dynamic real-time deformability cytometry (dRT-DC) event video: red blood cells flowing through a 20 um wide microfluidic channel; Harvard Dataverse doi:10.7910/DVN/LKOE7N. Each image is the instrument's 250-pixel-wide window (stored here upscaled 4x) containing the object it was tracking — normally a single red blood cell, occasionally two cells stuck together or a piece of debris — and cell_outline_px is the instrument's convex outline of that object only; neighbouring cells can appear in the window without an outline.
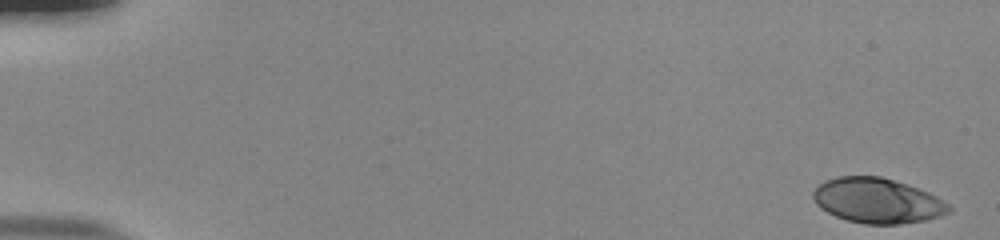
{"species": "human", "species_latin": "Homo sapiens", "temperature_condition": "room temperature", "stored_images_in_passage": 54, "camera_frame_rate_fps": 3000, "um_per_image_px": 0.085, "donor": {"sex": "male"}, "frame": {"image": 1, "passage_image": 1, "time_ms": 0.0, "image_size_px": [1000, 240], "cell_outline_px": [[952, 212], [940, 216], [924, 220], [900, 224], [864, 224], [848, 220], [836, 216], [820, 208], [816, 204], [812, 196], [812, 192], [824, 180], [836, 176], [880, 176], [928, 192], [936, 196], [948, 204], [952, 208]], "centroid_in_image_um": [74.56, 17.06], "position_along_channel_um": 10.4, "area_um2": 35.49}}
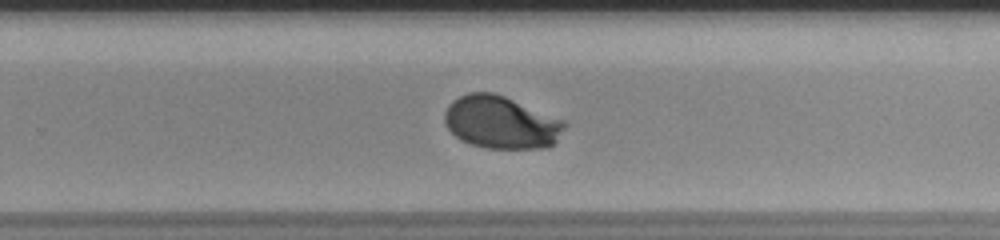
{"frame": {"image": 2, "passage_image": 36, "time_ms": 11.667, "image_size_px": [1000, 240], "cell_outline_px": [[568, 124], [556, 140], [548, 148], [484, 148], [460, 140], [444, 124], [444, 112], [448, 104], [452, 100], [468, 92], [492, 92], [504, 96], [568, 120]], "centroid_in_image_um": [42.61, 10.39], "position_along_channel_um": 287.2, "area_um2": 37.22}}
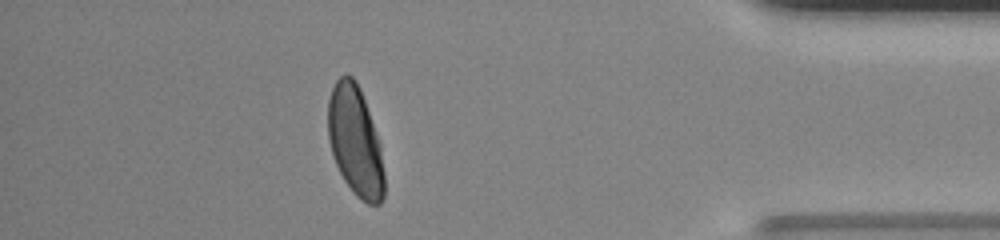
{"frame": {"image": 3, "passage_image": 48, "time_ms": 15.667, "image_size_px": [1000, 240], "cell_outline_px": [[384, 196], [380, 204], [368, 204], [360, 200], [352, 192], [344, 180], [336, 164], [328, 140], [328, 100], [332, 88], [336, 80], [344, 72], [348, 72], [356, 80], [360, 88], [380, 144], [384, 172]], "centroid_in_image_um": [30.19, 11.99], "position_along_channel_um": 405.0, "area_um2": 36.18}, "authors_computed_cell_mechanics": {"area_um2": 36.5296, "velocity_mm_per_s": 3.8265, "shape_relaxation_time_tau1_ms": 2.8712, "shape_relaxation_time_tau2_ms": null, "deformation_change_tau1": 0.1635, "deformation_change_tau2": null}}